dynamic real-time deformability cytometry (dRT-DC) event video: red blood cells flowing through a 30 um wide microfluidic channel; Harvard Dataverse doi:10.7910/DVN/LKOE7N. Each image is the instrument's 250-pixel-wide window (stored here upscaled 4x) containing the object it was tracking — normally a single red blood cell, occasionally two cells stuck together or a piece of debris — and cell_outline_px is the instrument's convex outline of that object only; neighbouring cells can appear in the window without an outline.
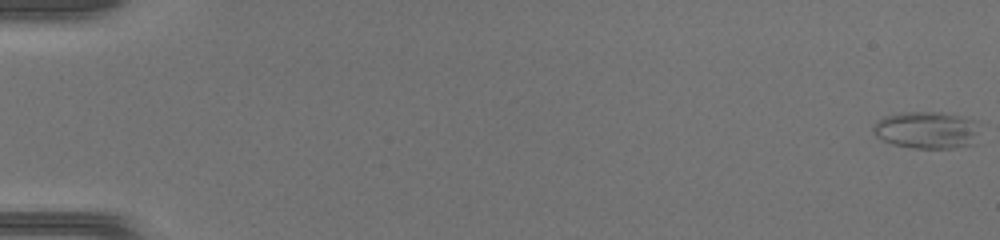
{"species": "common noctule bat (a hibernating species)", "species_latin": "Nyctalus noctula", "temperature_condition": "warm", "stored_images_in_passage": 48, "camera_frame_rate_fps": 3000, "um_per_image_px": 0.085, "animal": {"sex": "female", "body_mass_g": 17.0, "forearm_length_mm": 48.0}, "frame": {"image": 1, "passage_image": 1, "time_ms": 0.0, "image_size_px": [1000, 240], "cell_outline_px": [[976, 132], [972, 144], [952, 148], [912, 148], [892, 144], [876, 136], [872, 132], [872, 128], [884, 116], [900, 112], [944, 112], [964, 116], [976, 120]], "centroid_in_image_um": [78.74, 11.04], "position_along_channel_um": 6.3, "area_um2": 22.95}}
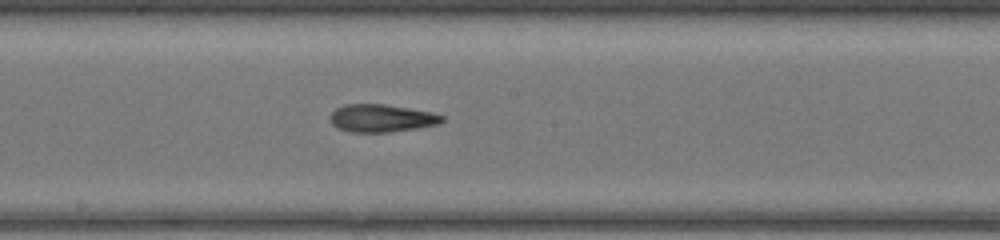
{"frame": {"image": 2, "passage_image": 28, "time_ms": 9.0, "image_size_px": [1000, 240], "cell_outline_px": [[444, 120], [440, 124], [416, 128], [388, 132], [348, 132], [332, 124], [332, 112], [336, 108], [344, 104], [384, 104], [432, 112], [444, 116]], "centroid_in_image_um": [32.46, 10.04], "position_along_channel_um": 215.7, "area_um2": 17.92}}
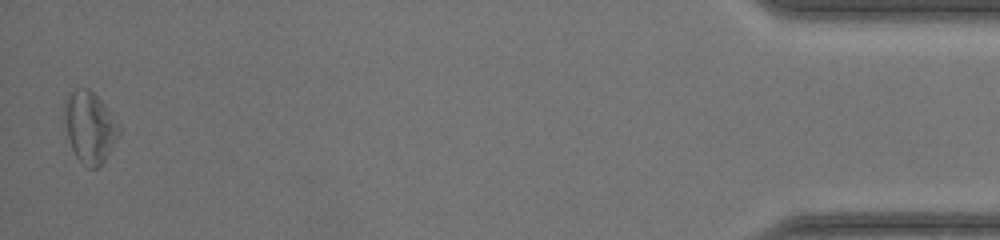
{"frame": {"image": 3, "passage_image": 48, "time_ms": 15.667, "image_size_px": [1000, 240], "cell_outline_px": [[120, 136], [104, 160], [96, 168], [88, 168], [76, 156], [72, 148], [68, 136], [64, 120], [64, 104], [68, 92], [76, 88], [88, 88], [104, 104], [120, 124]], "centroid_in_image_um": [7.63, 10.78], "position_along_channel_um": 427.6, "area_um2": 22.6}}